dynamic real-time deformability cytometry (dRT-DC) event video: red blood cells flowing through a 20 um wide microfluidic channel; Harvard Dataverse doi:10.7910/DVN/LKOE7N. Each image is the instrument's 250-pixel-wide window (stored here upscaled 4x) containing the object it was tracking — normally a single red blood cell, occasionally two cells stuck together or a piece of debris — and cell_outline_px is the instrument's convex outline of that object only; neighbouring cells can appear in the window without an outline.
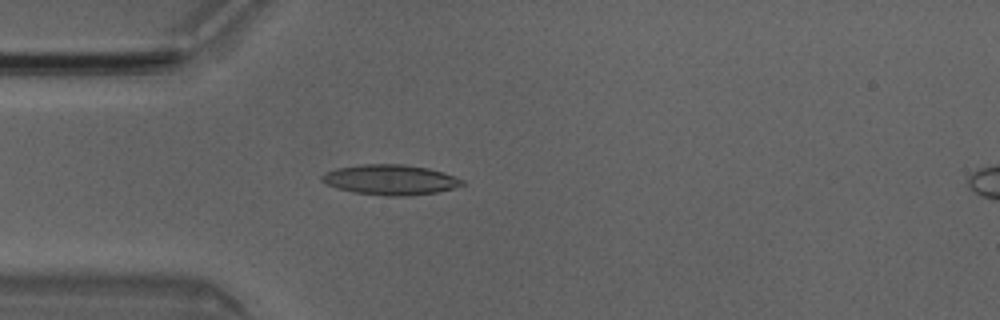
{"species": "Egyptian fruit bat (a non-hibernating species)", "species_latin": "Rousettus aegyptiacus", "temperature_condition": "room temperature", "stored_images_in_passage": 3, "camera_frame_rate_fps": 3000, "um_per_image_px": 0.085, "animal": {"sex": "male"}, "frame": {"image": 1, "passage_image": 3, "time_ms": 0.667, "image_size_px": [1000, 320], "cell_outline_px": [[464, 184], [456, 188], [436, 192], [408, 196], [384, 196], [352, 192], [336, 188], [320, 180], [320, 176], [336, 168], [360, 164], [404, 164], [428, 168], [444, 172], [464, 180]], "centroid_in_image_um": [33.19, 15.28], "position_along_channel_um": 51.8, "area_um2": 24.85}}